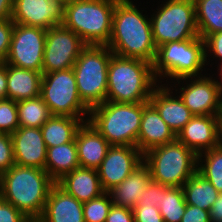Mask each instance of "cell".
<instances>
[{
  "mask_svg": "<svg viewBox=\"0 0 222 222\" xmlns=\"http://www.w3.org/2000/svg\"><path fill=\"white\" fill-rule=\"evenodd\" d=\"M79 167L75 139L72 142L47 148L45 170L55 182Z\"/></svg>",
  "mask_w": 222,
  "mask_h": 222,
  "instance_id": "d4e9b609",
  "label": "cell"
},
{
  "mask_svg": "<svg viewBox=\"0 0 222 222\" xmlns=\"http://www.w3.org/2000/svg\"><path fill=\"white\" fill-rule=\"evenodd\" d=\"M113 205L109 192L83 203L84 222H105Z\"/></svg>",
  "mask_w": 222,
  "mask_h": 222,
  "instance_id": "1f68e13d",
  "label": "cell"
},
{
  "mask_svg": "<svg viewBox=\"0 0 222 222\" xmlns=\"http://www.w3.org/2000/svg\"><path fill=\"white\" fill-rule=\"evenodd\" d=\"M84 118L52 116L40 128L47 148L72 142Z\"/></svg>",
  "mask_w": 222,
  "mask_h": 222,
  "instance_id": "484cf974",
  "label": "cell"
},
{
  "mask_svg": "<svg viewBox=\"0 0 222 222\" xmlns=\"http://www.w3.org/2000/svg\"><path fill=\"white\" fill-rule=\"evenodd\" d=\"M36 222H84L83 203L55 183Z\"/></svg>",
  "mask_w": 222,
  "mask_h": 222,
  "instance_id": "d6986e66",
  "label": "cell"
},
{
  "mask_svg": "<svg viewBox=\"0 0 222 222\" xmlns=\"http://www.w3.org/2000/svg\"><path fill=\"white\" fill-rule=\"evenodd\" d=\"M112 55L106 45H86L74 63L79 97L89 109L106 102L108 65Z\"/></svg>",
  "mask_w": 222,
  "mask_h": 222,
  "instance_id": "ba28073f",
  "label": "cell"
},
{
  "mask_svg": "<svg viewBox=\"0 0 222 222\" xmlns=\"http://www.w3.org/2000/svg\"><path fill=\"white\" fill-rule=\"evenodd\" d=\"M11 139L15 164L45 170L47 147L40 128L19 127Z\"/></svg>",
  "mask_w": 222,
  "mask_h": 222,
  "instance_id": "e0dca14e",
  "label": "cell"
},
{
  "mask_svg": "<svg viewBox=\"0 0 222 222\" xmlns=\"http://www.w3.org/2000/svg\"><path fill=\"white\" fill-rule=\"evenodd\" d=\"M205 53H206V65L212 67L214 65V59L222 61V31L209 35L205 40ZM211 56V57H210ZM212 60H211V59ZM213 61V62H212Z\"/></svg>",
  "mask_w": 222,
  "mask_h": 222,
  "instance_id": "e575fe53",
  "label": "cell"
},
{
  "mask_svg": "<svg viewBox=\"0 0 222 222\" xmlns=\"http://www.w3.org/2000/svg\"><path fill=\"white\" fill-rule=\"evenodd\" d=\"M75 143L80 167L96 170L111 146L89 121L83 122L78 128Z\"/></svg>",
  "mask_w": 222,
  "mask_h": 222,
  "instance_id": "ffe728a7",
  "label": "cell"
},
{
  "mask_svg": "<svg viewBox=\"0 0 222 222\" xmlns=\"http://www.w3.org/2000/svg\"><path fill=\"white\" fill-rule=\"evenodd\" d=\"M17 113L20 127L41 128L53 116L40 96L17 101Z\"/></svg>",
  "mask_w": 222,
  "mask_h": 222,
  "instance_id": "f1b7e54d",
  "label": "cell"
},
{
  "mask_svg": "<svg viewBox=\"0 0 222 222\" xmlns=\"http://www.w3.org/2000/svg\"><path fill=\"white\" fill-rule=\"evenodd\" d=\"M181 222H210V214L207 210L187 204Z\"/></svg>",
  "mask_w": 222,
  "mask_h": 222,
  "instance_id": "60d3db41",
  "label": "cell"
},
{
  "mask_svg": "<svg viewBox=\"0 0 222 222\" xmlns=\"http://www.w3.org/2000/svg\"><path fill=\"white\" fill-rule=\"evenodd\" d=\"M148 103L106 101L90 109L88 121L110 145L137 147L143 108Z\"/></svg>",
  "mask_w": 222,
  "mask_h": 222,
  "instance_id": "8992f818",
  "label": "cell"
},
{
  "mask_svg": "<svg viewBox=\"0 0 222 222\" xmlns=\"http://www.w3.org/2000/svg\"><path fill=\"white\" fill-rule=\"evenodd\" d=\"M40 97L53 116L89 119L90 109L79 97L73 68L43 74Z\"/></svg>",
  "mask_w": 222,
  "mask_h": 222,
  "instance_id": "30bf717a",
  "label": "cell"
},
{
  "mask_svg": "<svg viewBox=\"0 0 222 222\" xmlns=\"http://www.w3.org/2000/svg\"><path fill=\"white\" fill-rule=\"evenodd\" d=\"M152 66L159 84L164 83L166 78L168 85L180 78L202 76L207 69L205 41L198 37L161 45L157 47Z\"/></svg>",
  "mask_w": 222,
  "mask_h": 222,
  "instance_id": "5b68a950",
  "label": "cell"
},
{
  "mask_svg": "<svg viewBox=\"0 0 222 222\" xmlns=\"http://www.w3.org/2000/svg\"><path fill=\"white\" fill-rule=\"evenodd\" d=\"M13 0H0V21L11 19Z\"/></svg>",
  "mask_w": 222,
  "mask_h": 222,
  "instance_id": "ee69618b",
  "label": "cell"
},
{
  "mask_svg": "<svg viewBox=\"0 0 222 222\" xmlns=\"http://www.w3.org/2000/svg\"><path fill=\"white\" fill-rule=\"evenodd\" d=\"M7 99V66L0 62V100Z\"/></svg>",
  "mask_w": 222,
  "mask_h": 222,
  "instance_id": "7bdbcfd3",
  "label": "cell"
},
{
  "mask_svg": "<svg viewBox=\"0 0 222 222\" xmlns=\"http://www.w3.org/2000/svg\"><path fill=\"white\" fill-rule=\"evenodd\" d=\"M86 46L71 29L57 25L47 29L42 74L73 68Z\"/></svg>",
  "mask_w": 222,
  "mask_h": 222,
  "instance_id": "4fadbf2b",
  "label": "cell"
},
{
  "mask_svg": "<svg viewBox=\"0 0 222 222\" xmlns=\"http://www.w3.org/2000/svg\"><path fill=\"white\" fill-rule=\"evenodd\" d=\"M219 145L222 146V120H221V123H220Z\"/></svg>",
  "mask_w": 222,
  "mask_h": 222,
  "instance_id": "bcb514c9",
  "label": "cell"
},
{
  "mask_svg": "<svg viewBox=\"0 0 222 222\" xmlns=\"http://www.w3.org/2000/svg\"><path fill=\"white\" fill-rule=\"evenodd\" d=\"M55 183L44 169L15 164L2 173L0 196L31 221H36Z\"/></svg>",
  "mask_w": 222,
  "mask_h": 222,
  "instance_id": "7a4b0ae2",
  "label": "cell"
},
{
  "mask_svg": "<svg viewBox=\"0 0 222 222\" xmlns=\"http://www.w3.org/2000/svg\"><path fill=\"white\" fill-rule=\"evenodd\" d=\"M221 120L222 116L194 115L176 139L198 156L219 145Z\"/></svg>",
  "mask_w": 222,
  "mask_h": 222,
  "instance_id": "2e32d148",
  "label": "cell"
},
{
  "mask_svg": "<svg viewBox=\"0 0 222 222\" xmlns=\"http://www.w3.org/2000/svg\"><path fill=\"white\" fill-rule=\"evenodd\" d=\"M182 189L186 204L207 211H210L219 194L215 187L198 172L184 183Z\"/></svg>",
  "mask_w": 222,
  "mask_h": 222,
  "instance_id": "83f0119b",
  "label": "cell"
},
{
  "mask_svg": "<svg viewBox=\"0 0 222 222\" xmlns=\"http://www.w3.org/2000/svg\"><path fill=\"white\" fill-rule=\"evenodd\" d=\"M182 187H167L158 203L164 222H181L186 208Z\"/></svg>",
  "mask_w": 222,
  "mask_h": 222,
  "instance_id": "4dcf8cb0",
  "label": "cell"
},
{
  "mask_svg": "<svg viewBox=\"0 0 222 222\" xmlns=\"http://www.w3.org/2000/svg\"><path fill=\"white\" fill-rule=\"evenodd\" d=\"M54 1H59L61 2L63 5L69 3L71 0H54Z\"/></svg>",
  "mask_w": 222,
  "mask_h": 222,
  "instance_id": "7dc6e473",
  "label": "cell"
},
{
  "mask_svg": "<svg viewBox=\"0 0 222 222\" xmlns=\"http://www.w3.org/2000/svg\"><path fill=\"white\" fill-rule=\"evenodd\" d=\"M168 85L179 95L194 115L222 116L219 84L213 75L206 72L202 76L174 80Z\"/></svg>",
  "mask_w": 222,
  "mask_h": 222,
  "instance_id": "8fae6325",
  "label": "cell"
},
{
  "mask_svg": "<svg viewBox=\"0 0 222 222\" xmlns=\"http://www.w3.org/2000/svg\"><path fill=\"white\" fill-rule=\"evenodd\" d=\"M157 3V11L149 15L156 47L199 37L194 0H159Z\"/></svg>",
  "mask_w": 222,
  "mask_h": 222,
  "instance_id": "9c48e42d",
  "label": "cell"
},
{
  "mask_svg": "<svg viewBox=\"0 0 222 222\" xmlns=\"http://www.w3.org/2000/svg\"><path fill=\"white\" fill-rule=\"evenodd\" d=\"M118 0H71L64 5L62 25L75 32L86 45H107Z\"/></svg>",
  "mask_w": 222,
  "mask_h": 222,
  "instance_id": "277c9868",
  "label": "cell"
},
{
  "mask_svg": "<svg viewBox=\"0 0 222 222\" xmlns=\"http://www.w3.org/2000/svg\"><path fill=\"white\" fill-rule=\"evenodd\" d=\"M105 222H134L133 210L128 207L112 205Z\"/></svg>",
  "mask_w": 222,
  "mask_h": 222,
  "instance_id": "ab89813d",
  "label": "cell"
},
{
  "mask_svg": "<svg viewBox=\"0 0 222 222\" xmlns=\"http://www.w3.org/2000/svg\"><path fill=\"white\" fill-rule=\"evenodd\" d=\"M17 102L0 100V133L12 134L19 128Z\"/></svg>",
  "mask_w": 222,
  "mask_h": 222,
  "instance_id": "d6a6232c",
  "label": "cell"
},
{
  "mask_svg": "<svg viewBox=\"0 0 222 222\" xmlns=\"http://www.w3.org/2000/svg\"><path fill=\"white\" fill-rule=\"evenodd\" d=\"M218 64L217 65H215L216 67L215 68H217V69H215V70H217V72L216 73H218V74H215V72H214V74H212L213 76L214 75H216V77H214V79H215V81L218 83V84H220L221 82H222V61L221 62H217ZM219 75V76H218ZM219 77V78H218ZM221 77V78H220ZM220 80V81H219Z\"/></svg>",
  "mask_w": 222,
  "mask_h": 222,
  "instance_id": "f6af8a7d",
  "label": "cell"
},
{
  "mask_svg": "<svg viewBox=\"0 0 222 222\" xmlns=\"http://www.w3.org/2000/svg\"><path fill=\"white\" fill-rule=\"evenodd\" d=\"M219 89H220V95H221V98H222V82L219 84Z\"/></svg>",
  "mask_w": 222,
  "mask_h": 222,
  "instance_id": "c3c4849f",
  "label": "cell"
},
{
  "mask_svg": "<svg viewBox=\"0 0 222 222\" xmlns=\"http://www.w3.org/2000/svg\"><path fill=\"white\" fill-rule=\"evenodd\" d=\"M56 183L82 203L105 193L96 169L76 168L70 173L65 174Z\"/></svg>",
  "mask_w": 222,
  "mask_h": 222,
  "instance_id": "7402d4cb",
  "label": "cell"
},
{
  "mask_svg": "<svg viewBox=\"0 0 222 222\" xmlns=\"http://www.w3.org/2000/svg\"><path fill=\"white\" fill-rule=\"evenodd\" d=\"M175 139L176 134L161 118L157 109L149 102L143 108L137 137V148L144 154L154 147L173 142Z\"/></svg>",
  "mask_w": 222,
  "mask_h": 222,
  "instance_id": "44dd1931",
  "label": "cell"
},
{
  "mask_svg": "<svg viewBox=\"0 0 222 222\" xmlns=\"http://www.w3.org/2000/svg\"><path fill=\"white\" fill-rule=\"evenodd\" d=\"M15 165L11 134L0 133V172L4 173Z\"/></svg>",
  "mask_w": 222,
  "mask_h": 222,
  "instance_id": "836d02e7",
  "label": "cell"
},
{
  "mask_svg": "<svg viewBox=\"0 0 222 222\" xmlns=\"http://www.w3.org/2000/svg\"><path fill=\"white\" fill-rule=\"evenodd\" d=\"M167 187L168 186L166 185L151 180L150 183L147 185L145 191L143 192L142 196L139 198V202L137 203V205H155L156 207H158V203L161 199V193Z\"/></svg>",
  "mask_w": 222,
  "mask_h": 222,
  "instance_id": "74e56055",
  "label": "cell"
},
{
  "mask_svg": "<svg viewBox=\"0 0 222 222\" xmlns=\"http://www.w3.org/2000/svg\"><path fill=\"white\" fill-rule=\"evenodd\" d=\"M143 163V153L134 146L111 145L97 169L105 192H109Z\"/></svg>",
  "mask_w": 222,
  "mask_h": 222,
  "instance_id": "5bb4252c",
  "label": "cell"
},
{
  "mask_svg": "<svg viewBox=\"0 0 222 222\" xmlns=\"http://www.w3.org/2000/svg\"><path fill=\"white\" fill-rule=\"evenodd\" d=\"M158 84L152 63L116 54L111 56L106 101L127 104L149 102Z\"/></svg>",
  "mask_w": 222,
  "mask_h": 222,
  "instance_id": "3957f363",
  "label": "cell"
},
{
  "mask_svg": "<svg viewBox=\"0 0 222 222\" xmlns=\"http://www.w3.org/2000/svg\"><path fill=\"white\" fill-rule=\"evenodd\" d=\"M197 172L222 193V146L217 145L197 156Z\"/></svg>",
  "mask_w": 222,
  "mask_h": 222,
  "instance_id": "f546056e",
  "label": "cell"
},
{
  "mask_svg": "<svg viewBox=\"0 0 222 222\" xmlns=\"http://www.w3.org/2000/svg\"><path fill=\"white\" fill-rule=\"evenodd\" d=\"M152 181L182 187L197 172V155L180 141L154 147L143 154Z\"/></svg>",
  "mask_w": 222,
  "mask_h": 222,
  "instance_id": "52a82bcc",
  "label": "cell"
},
{
  "mask_svg": "<svg viewBox=\"0 0 222 222\" xmlns=\"http://www.w3.org/2000/svg\"><path fill=\"white\" fill-rule=\"evenodd\" d=\"M13 28L12 19L0 21V62H4L8 56Z\"/></svg>",
  "mask_w": 222,
  "mask_h": 222,
  "instance_id": "8d00e7d4",
  "label": "cell"
},
{
  "mask_svg": "<svg viewBox=\"0 0 222 222\" xmlns=\"http://www.w3.org/2000/svg\"><path fill=\"white\" fill-rule=\"evenodd\" d=\"M151 180L149 168L143 162L118 186L109 191L113 205L133 209Z\"/></svg>",
  "mask_w": 222,
  "mask_h": 222,
  "instance_id": "603a6c76",
  "label": "cell"
},
{
  "mask_svg": "<svg viewBox=\"0 0 222 222\" xmlns=\"http://www.w3.org/2000/svg\"><path fill=\"white\" fill-rule=\"evenodd\" d=\"M64 5L54 0H13L11 19L15 24L40 27L62 25Z\"/></svg>",
  "mask_w": 222,
  "mask_h": 222,
  "instance_id": "9a60e30c",
  "label": "cell"
},
{
  "mask_svg": "<svg viewBox=\"0 0 222 222\" xmlns=\"http://www.w3.org/2000/svg\"><path fill=\"white\" fill-rule=\"evenodd\" d=\"M143 11L132 0H118L113 11L111 37L106 46L113 54L153 64L157 47L152 37L150 16L147 11L143 15Z\"/></svg>",
  "mask_w": 222,
  "mask_h": 222,
  "instance_id": "6da1fadb",
  "label": "cell"
},
{
  "mask_svg": "<svg viewBox=\"0 0 222 222\" xmlns=\"http://www.w3.org/2000/svg\"><path fill=\"white\" fill-rule=\"evenodd\" d=\"M46 34V29L14 23L10 50L3 63L42 73Z\"/></svg>",
  "mask_w": 222,
  "mask_h": 222,
  "instance_id": "7c38bea8",
  "label": "cell"
},
{
  "mask_svg": "<svg viewBox=\"0 0 222 222\" xmlns=\"http://www.w3.org/2000/svg\"><path fill=\"white\" fill-rule=\"evenodd\" d=\"M149 102L176 135L194 116L179 95L165 83L153 89Z\"/></svg>",
  "mask_w": 222,
  "mask_h": 222,
  "instance_id": "ac0fdd59",
  "label": "cell"
},
{
  "mask_svg": "<svg viewBox=\"0 0 222 222\" xmlns=\"http://www.w3.org/2000/svg\"><path fill=\"white\" fill-rule=\"evenodd\" d=\"M1 186H2V173L0 172V191H1Z\"/></svg>",
  "mask_w": 222,
  "mask_h": 222,
  "instance_id": "681fc988",
  "label": "cell"
},
{
  "mask_svg": "<svg viewBox=\"0 0 222 222\" xmlns=\"http://www.w3.org/2000/svg\"><path fill=\"white\" fill-rule=\"evenodd\" d=\"M0 222H31V220L0 196Z\"/></svg>",
  "mask_w": 222,
  "mask_h": 222,
  "instance_id": "f35d334b",
  "label": "cell"
},
{
  "mask_svg": "<svg viewBox=\"0 0 222 222\" xmlns=\"http://www.w3.org/2000/svg\"><path fill=\"white\" fill-rule=\"evenodd\" d=\"M210 222H222V193H219L209 211Z\"/></svg>",
  "mask_w": 222,
  "mask_h": 222,
  "instance_id": "b9f144b4",
  "label": "cell"
},
{
  "mask_svg": "<svg viewBox=\"0 0 222 222\" xmlns=\"http://www.w3.org/2000/svg\"><path fill=\"white\" fill-rule=\"evenodd\" d=\"M199 37L222 31V0H194Z\"/></svg>",
  "mask_w": 222,
  "mask_h": 222,
  "instance_id": "4316f807",
  "label": "cell"
},
{
  "mask_svg": "<svg viewBox=\"0 0 222 222\" xmlns=\"http://www.w3.org/2000/svg\"><path fill=\"white\" fill-rule=\"evenodd\" d=\"M134 222H164L155 205H136L133 209Z\"/></svg>",
  "mask_w": 222,
  "mask_h": 222,
  "instance_id": "d590c367",
  "label": "cell"
},
{
  "mask_svg": "<svg viewBox=\"0 0 222 222\" xmlns=\"http://www.w3.org/2000/svg\"><path fill=\"white\" fill-rule=\"evenodd\" d=\"M4 64L7 66V99L17 102L40 96L41 72Z\"/></svg>",
  "mask_w": 222,
  "mask_h": 222,
  "instance_id": "cb8c5ba5",
  "label": "cell"
}]
</instances>
